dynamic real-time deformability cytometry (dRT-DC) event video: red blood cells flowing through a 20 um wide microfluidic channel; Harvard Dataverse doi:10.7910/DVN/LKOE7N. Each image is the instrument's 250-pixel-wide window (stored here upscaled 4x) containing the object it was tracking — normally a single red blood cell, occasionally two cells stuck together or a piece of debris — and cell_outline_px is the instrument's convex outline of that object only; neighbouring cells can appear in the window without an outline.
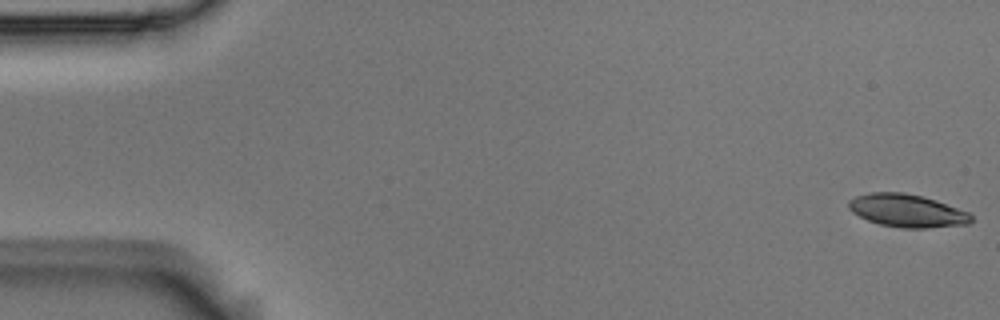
{"species": "Egyptian fruit bat (a non-hibernating species)", "species_latin": "Rousettus aegyptiacus", "temperature_condition": "room temperature", "stored_images_in_passage": 5, "camera_frame_rate_fps": 3000, "um_per_image_px": 0.085, "animal": {"sex": "male"}, "frame": {"image": 1, "passage_image": 1, "time_ms": 0.0, "image_size_px": [1000, 320], "cell_outline_px": [[972, 220], [968, 224], [928, 228], [900, 228], [880, 224], [868, 220], [852, 212], [848, 208], [848, 200], [856, 196], [868, 192], [904, 192], [936, 200], [968, 212], [972, 216]], "centroid_in_image_um": [77.08, 17.9], "position_along_channel_um": 7.9, "area_um2": 23.47}}
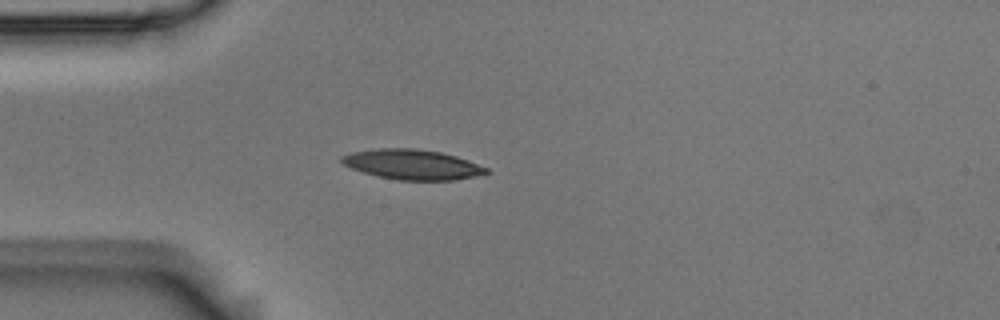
{"frame": {"image": 2, "passage_image": 5, "time_ms": 1.333, "image_size_px": [1000, 320], "cell_outline_px": [[492, 172], [476, 176], [456, 180], [396, 180], [364, 172], [352, 168], [344, 164], [340, 160], [340, 156], [352, 152], [376, 148], [416, 148], [440, 152], [456, 156], [468, 160], [488, 168]], "centroid_in_image_um": [35.07, 13.98], "position_along_channel_um": 49.9, "area_um2": 25.32}}